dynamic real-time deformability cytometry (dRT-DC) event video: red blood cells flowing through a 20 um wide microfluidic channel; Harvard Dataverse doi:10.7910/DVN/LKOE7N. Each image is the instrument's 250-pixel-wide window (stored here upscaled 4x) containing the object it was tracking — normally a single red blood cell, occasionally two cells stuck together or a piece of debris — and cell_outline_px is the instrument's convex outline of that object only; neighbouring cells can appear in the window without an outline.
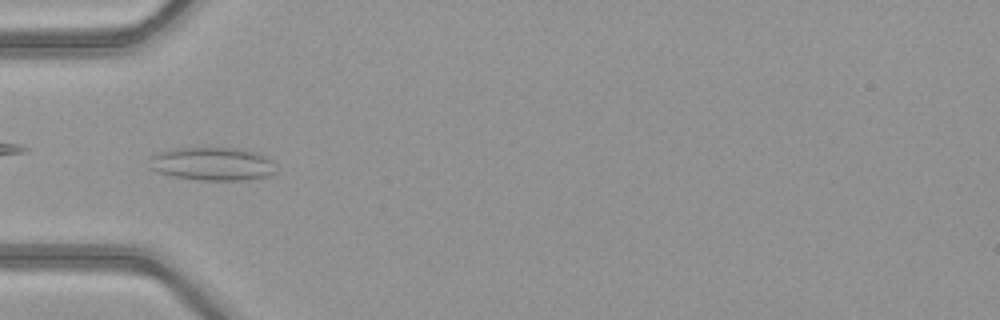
{"species": "common noctule bat (a hibernating species)", "species_latin": "Nyctalus noctula", "temperature_condition": "warm", "stored_images_in_passage": 50, "camera_frame_rate_fps": 3000, "um_per_image_px": 0.085, "animal": {"sex": "female", "body_mass_g": 21.9}, "frame": {"image": 1, "passage_image": 16, "time_ms": 5.0, "image_size_px": [1000, 320], "cell_outline_px": [[276, 172], [268, 176], [248, 180], [200, 180], [172, 176], [156, 172], [148, 168], [152, 156], [160, 152], [172, 148], [236, 148], [256, 152], [272, 160]], "centroid_in_image_um": [18.04, 13.94], "position_along_channel_um": 67.0, "area_um2": 24.62}}
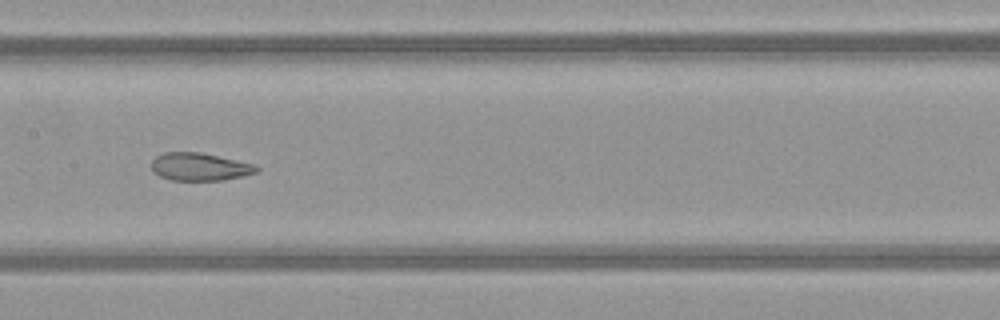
{"frame": {"image": 2, "passage_image": 25, "time_ms": 8.0, "image_size_px": [1000, 320], "cell_outline_px": [[260, 168], [256, 172], [244, 176], [224, 180], [172, 180], [160, 176], [152, 172], [152, 160], [156, 156], [164, 152], [200, 152], [256, 164]], "centroid_in_image_um": [16.99, 14.17], "position_along_channel_um": 190.4, "area_um2": 17.11}}
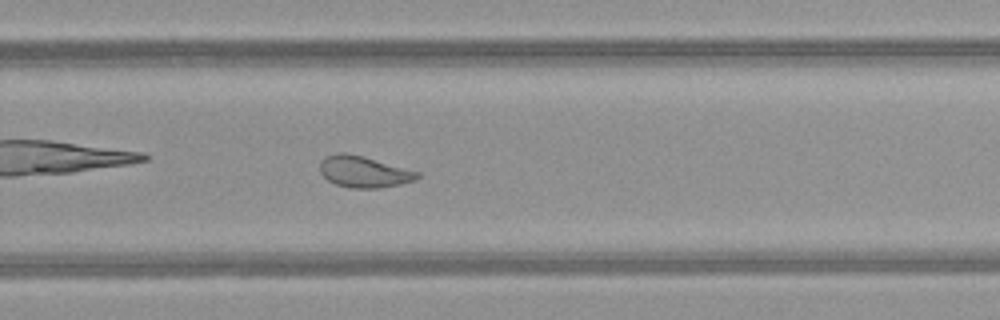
{"frame": {"image": 3, "passage_image": 33, "time_ms": 10.667, "image_size_px": [1000, 320], "cell_outline_px": [[420, 176], [416, 180], [400, 184], [380, 188], [348, 188], [336, 184], [328, 180], [320, 172], [320, 160], [324, 156], [336, 152], [344, 152], [364, 156], [420, 172]], "centroid_in_image_um": [30.91, 14.59], "position_along_channel_um": 298.9, "area_um2": 18.03}, "authors_computed_cell_mechanics": {"area_um2": 21.6461, "velocity_mm_per_s": 4.0772, "shape_relaxation_time_tau1_ms": null, "shape_relaxation_time_tau2_ms": 1.5397, "deformation_change_tau1": null, "deformation_change_tau2": 0.0876}}